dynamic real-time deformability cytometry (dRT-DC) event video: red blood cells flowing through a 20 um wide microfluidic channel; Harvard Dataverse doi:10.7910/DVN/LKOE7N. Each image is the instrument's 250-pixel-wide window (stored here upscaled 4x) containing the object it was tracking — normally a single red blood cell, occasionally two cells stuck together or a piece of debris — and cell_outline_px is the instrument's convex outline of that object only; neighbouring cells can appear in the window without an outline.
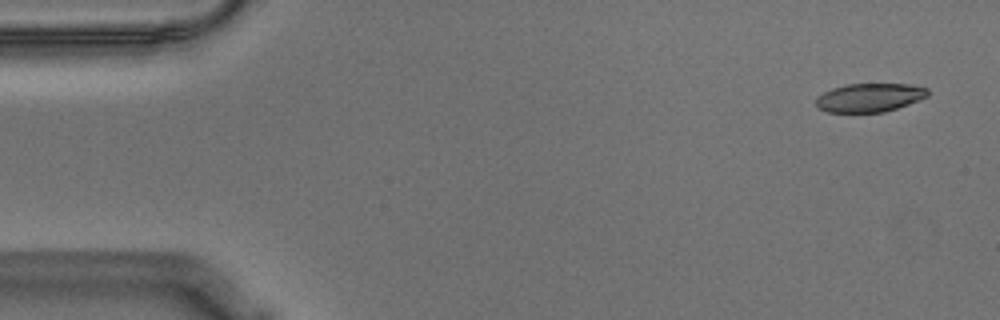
{"species": "Egyptian fruit bat (a non-hibernating species)", "species_latin": "Rousettus aegyptiacus", "temperature_condition": "warm", "stored_images_in_passage": 54, "camera_frame_rate_fps": 3000, "um_per_image_px": 0.085, "animal": {"sex": "male"}, "frame": {"image": 1, "passage_image": 1, "time_ms": 0.0, "image_size_px": [1000, 320], "cell_outline_px": [[928, 96], [908, 104], [884, 112], [828, 112], [816, 108], [816, 96], [832, 88], [848, 84], [908, 84], [928, 88]], "centroid_in_image_um": [73.88, 8.29], "position_along_channel_um": 11.1, "area_um2": 18.61}}
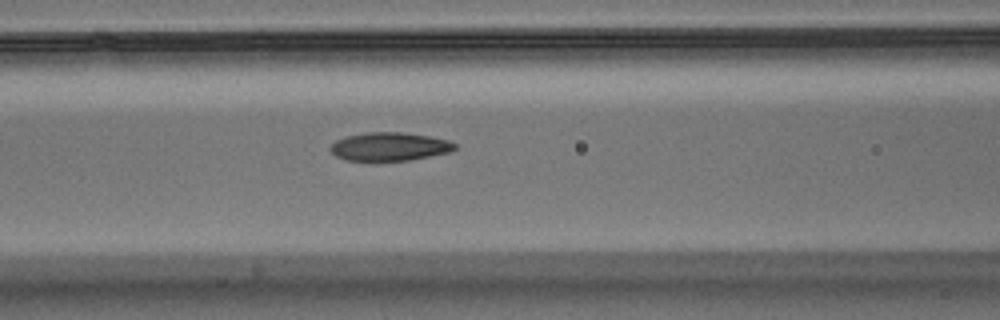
{"frame": {"image": 2, "passage_image": 21, "time_ms": 6.667, "image_size_px": [1000, 320], "cell_outline_px": [[456, 148], [452, 152], [408, 160], [344, 160], [336, 156], [328, 148], [336, 140], [344, 136], [364, 132], [400, 132], [432, 136], [448, 140], [456, 144]], "centroid_in_image_um": [33.11, 12.44], "position_along_channel_um": 133.5, "area_um2": 20.69}}
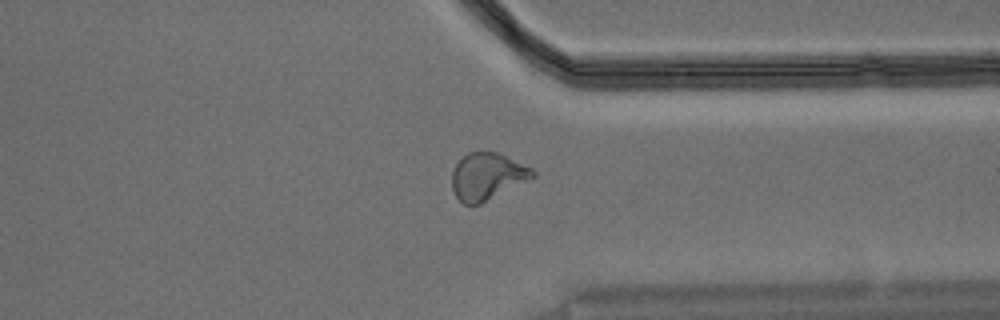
{"frame": {"image": 3, "passage_image": 41, "time_ms": 13.333, "image_size_px": [1000, 320], "cell_outline_px": [[536, 176], [480, 204], [464, 204], [456, 196], [452, 188], [452, 172], [456, 164], [468, 152], [496, 152], [532, 168], [536, 172]], "centroid_in_image_um": [41.41, 14.99], "position_along_channel_um": 370.0, "area_um2": 21.73}, "authors_computed_cell_mechanics": {"area_um2": 21.0392, "velocity_mm_per_s": 3.5791, "shape_relaxation_time_tau1_ms": 7.9522, "shape_relaxation_time_tau2_ms": 2.1562, "deformation_change_tau1": 0.2069, "deformation_change_tau2": 0.0947}}